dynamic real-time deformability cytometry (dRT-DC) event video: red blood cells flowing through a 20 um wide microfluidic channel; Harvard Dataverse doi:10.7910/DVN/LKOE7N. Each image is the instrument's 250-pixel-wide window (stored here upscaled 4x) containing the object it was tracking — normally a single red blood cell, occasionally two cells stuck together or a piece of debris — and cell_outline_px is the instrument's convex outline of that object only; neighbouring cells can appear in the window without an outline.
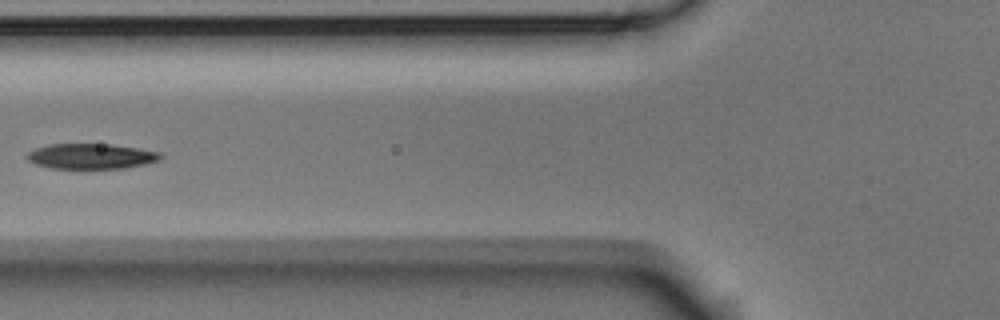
{"species": "Egyptian fruit bat (a non-hibernating species)", "species_latin": "Rousettus aegyptiacus", "temperature_condition": "room temperature", "stored_images_in_passage": 5, "camera_frame_rate_fps": 3000, "um_per_image_px": 0.085, "animal": {"sex": "male"}, "frame": {"image": 1, "passage_image": 5, "time_ms": 1.333, "image_size_px": [1000, 320], "cell_outline_px": [[164, 156], [160, 160], [144, 164], [124, 168], [52, 168], [36, 164], [28, 160], [24, 156], [28, 152], [36, 148], [48, 144], [112, 144], [160, 152]], "centroid_in_image_um": [7.74, 13.27], "position_along_channel_um": 118.1, "area_um2": 19.65}}